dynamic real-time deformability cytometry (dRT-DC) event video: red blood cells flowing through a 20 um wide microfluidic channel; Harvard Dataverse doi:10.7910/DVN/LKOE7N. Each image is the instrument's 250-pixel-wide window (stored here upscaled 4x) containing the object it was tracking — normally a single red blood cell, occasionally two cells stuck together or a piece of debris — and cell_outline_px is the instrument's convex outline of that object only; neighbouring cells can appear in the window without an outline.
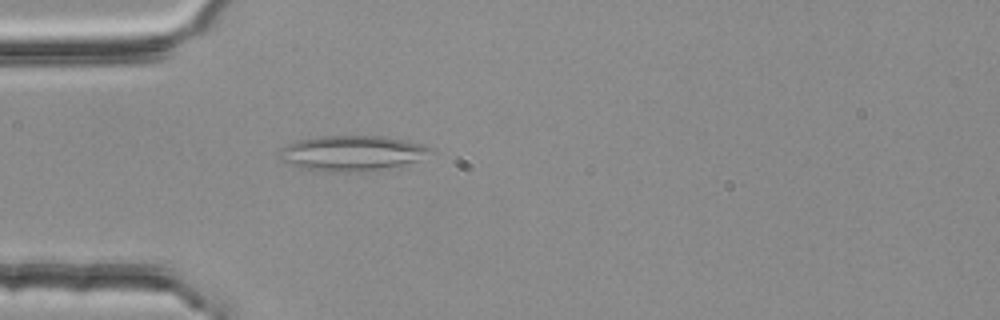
{"species": "common noctule bat (a hibernating species)", "species_latin": "Nyctalus noctula", "temperature_condition": "room temperature", "stored_images_in_passage": 4, "camera_frame_rate_fps": 3000, "um_per_image_px": 0.085, "animal": {"sex": "female", "body_mass_g": 25.1}, "frame": {"image": 1, "passage_image": 4, "time_ms": 1.0, "image_size_px": [1000, 320], "cell_outline_px": [[432, 148], [420, 160], [400, 164], [376, 168], [336, 172], [332, 172], [300, 168], [280, 160], [280, 148], [296, 140], [320, 136], [384, 136], [424, 144]], "centroid_in_image_um": [29.84, 12.99], "position_along_channel_um": 55.2, "area_um2": 30.29}}